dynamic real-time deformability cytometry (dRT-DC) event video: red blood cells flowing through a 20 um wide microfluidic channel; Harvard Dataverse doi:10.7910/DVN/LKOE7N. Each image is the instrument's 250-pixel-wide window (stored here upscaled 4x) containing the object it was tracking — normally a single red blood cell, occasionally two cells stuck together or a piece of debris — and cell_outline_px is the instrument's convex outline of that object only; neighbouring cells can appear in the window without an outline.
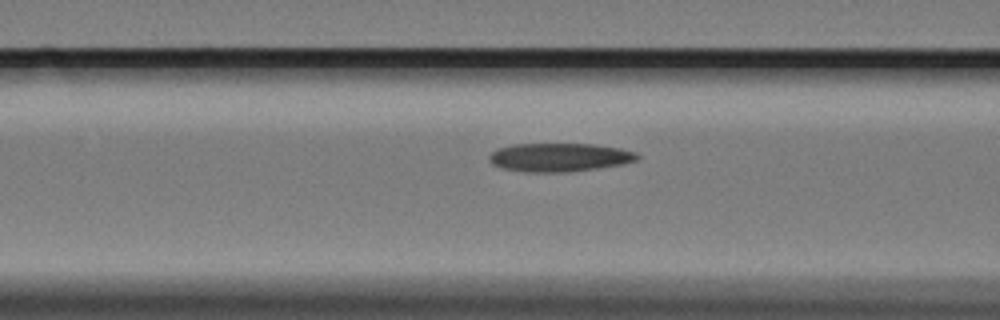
{"species": "Egyptian fruit bat (a non-hibernating species)", "species_latin": "Rousettus aegyptiacus", "temperature_condition": "cold", "stored_images_in_passage": 21, "camera_frame_rate_fps": 3000, "um_per_image_px": 0.085, "animal": {"sex": "female"}, "frame": {"image": 1, "passage_image": 15, "time_ms": 4.667, "image_size_px": [1000, 320], "cell_outline_px": [[640, 156], [636, 160], [624, 164], [568, 172], [524, 172], [500, 168], [492, 164], [488, 160], [488, 156], [496, 148], [512, 144], [592, 144], [620, 148], [636, 152]], "centroid_in_image_um": [47.5, 13.37], "position_along_channel_um": 119.1, "area_um2": 24.8}}
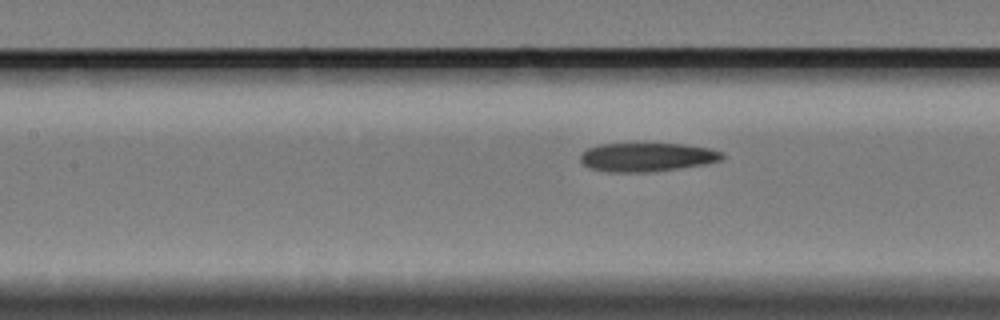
{"frame": {"image": 2, "passage_image": 18, "time_ms": 5.667, "image_size_px": [1000, 320], "cell_outline_px": [[728, 156], [724, 160], [708, 164], [652, 172], [608, 172], [588, 168], [580, 160], [580, 156], [588, 148], [600, 144], [684, 144], [708, 148], [724, 152]], "centroid_in_image_um": [55.07, 13.36], "position_along_channel_um": 152.3, "area_um2": 24.04}}